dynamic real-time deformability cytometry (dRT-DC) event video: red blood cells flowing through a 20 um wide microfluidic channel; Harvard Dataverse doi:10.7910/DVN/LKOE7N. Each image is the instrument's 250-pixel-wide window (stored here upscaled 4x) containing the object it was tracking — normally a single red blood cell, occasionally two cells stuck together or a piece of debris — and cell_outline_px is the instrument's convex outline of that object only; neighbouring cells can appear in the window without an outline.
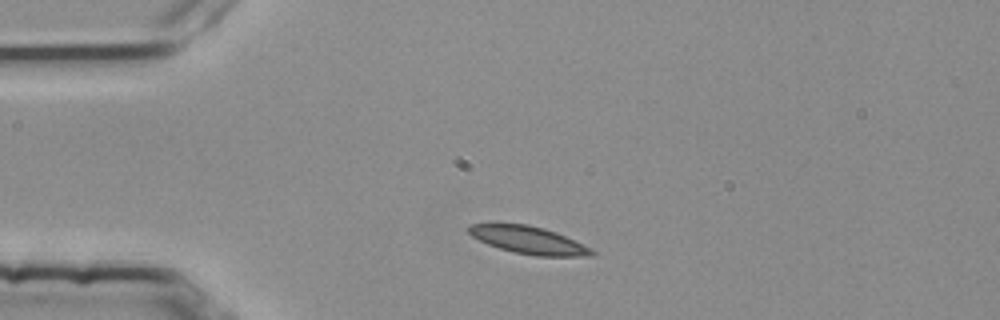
{"species": "common noctule bat (a hibernating species)", "species_latin": "Nyctalus noctula", "temperature_condition": "room temperature", "stored_images_in_passage": 39, "camera_frame_rate_fps": 3000, "um_per_image_px": 0.085, "animal": {"sex": "female", "body_mass_g": 25.1}, "frame": {"image": 1, "passage_image": 3, "time_ms": 0.667, "image_size_px": [1000, 320], "cell_outline_px": [[596, 256], [536, 256], [512, 252], [488, 244], [472, 236], [464, 228], [468, 224], [528, 224], [544, 228], [556, 232], [592, 248], [596, 252]], "centroid_in_image_um": [44.94, 20.41], "position_along_channel_um": 40.1, "area_um2": 19.83}}
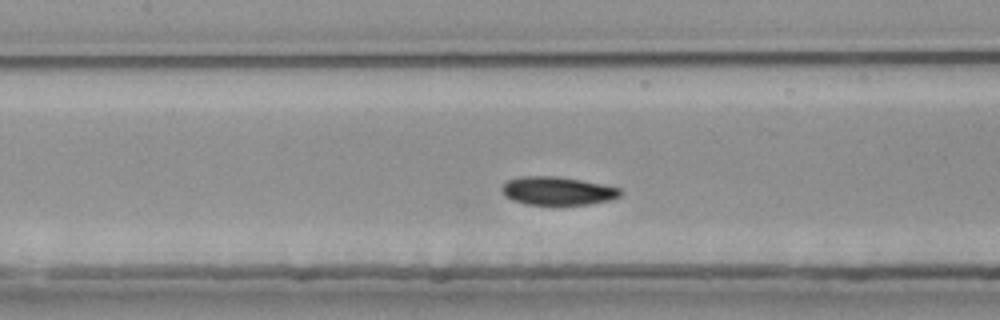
{"frame": {"image": 2, "passage_image": 15, "time_ms": 4.667, "image_size_px": [1000, 320], "cell_outline_px": [[620, 196], [612, 200], [588, 204], [524, 204], [512, 200], [504, 196], [500, 188], [508, 180], [520, 176], [556, 176], [580, 180], [620, 188]], "centroid_in_image_um": [47.34, 16.22], "position_along_channel_um": 160.1, "area_um2": 19.42}}
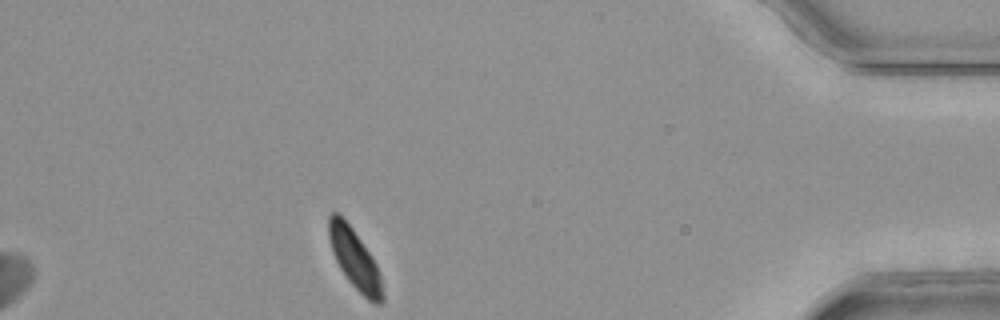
{"frame": {"image": 3, "passage_image": 39, "time_ms": 12.667, "image_size_px": [1000, 320], "cell_outline_px": [[384, 304], [376, 304], [368, 300], [348, 280], [340, 268], [332, 252], [328, 236], [328, 216], [332, 212], [336, 212], [352, 228], [372, 256], [376, 264], [380, 276], [384, 292]], "centroid_in_image_um": [30.16, 22.05], "position_along_channel_um": 405.0, "area_um2": 18.61}, "authors_computed_cell_mechanics": {"area_um2": 19.941, "velocity_mm_per_s": 3.7234, "shape_relaxation_time_tau1_ms": 2.9686, "shape_relaxation_time_tau2_ms": 2.4215, "deformation_change_tau1": 0.0972, "deformation_change_tau2": 0.0544}}